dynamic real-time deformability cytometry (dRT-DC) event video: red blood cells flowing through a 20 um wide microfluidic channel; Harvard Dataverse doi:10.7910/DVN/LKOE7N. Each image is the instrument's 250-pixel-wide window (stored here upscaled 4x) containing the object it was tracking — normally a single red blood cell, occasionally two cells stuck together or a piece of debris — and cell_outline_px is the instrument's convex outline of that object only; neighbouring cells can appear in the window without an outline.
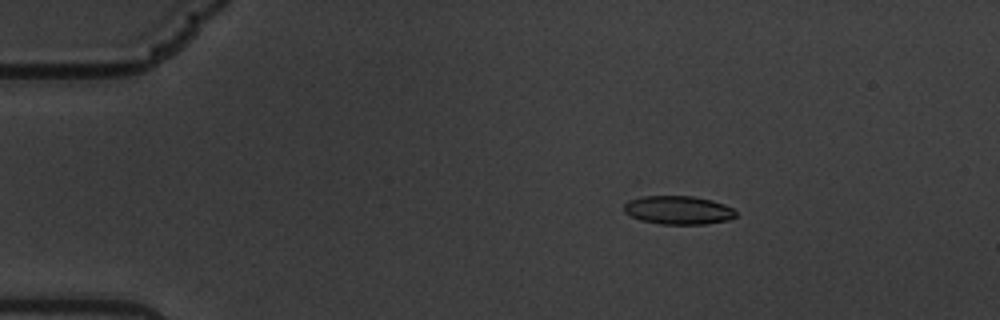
{"species": "common noctule bat (a hibernating species)", "species_latin": "Nyctalus noctula", "temperature_condition": "warm", "stored_images_in_passage": 61, "camera_frame_rate_fps": 3000, "um_per_image_px": 0.085, "animal": {"sex": "male", "body_mass_g": 19.5, "forearm_length_mm": 54.6}, "frame": {"image": 1, "passage_image": 11, "time_ms": 3.333, "image_size_px": [1000, 320], "cell_outline_px": [[736, 216], [728, 220], [704, 224], [660, 224], [640, 220], [624, 212], [624, 204], [628, 200], [644, 192], [692, 196], [712, 200], [724, 204], [732, 208], [736, 212]], "centroid_in_image_um": [57.55, 17.8], "position_along_channel_um": 27.4, "area_um2": 19.48}}
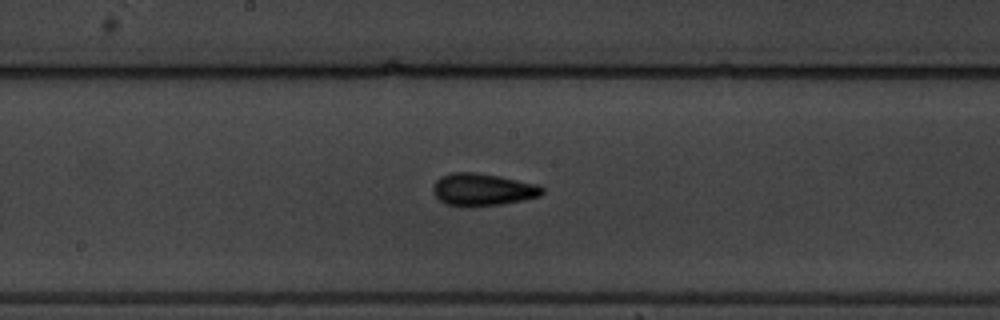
{"frame": {"image": 2, "passage_image": 33, "time_ms": 10.667, "image_size_px": [1000, 320], "cell_outline_px": [[544, 192], [540, 196], [500, 204], [444, 204], [432, 192], [432, 188], [436, 180], [440, 176], [452, 172], [476, 172], [500, 176], [540, 184], [544, 188]], "centroid_in_image_um": [41.05, 16.06], "position_along_channel_um": 207.2, "area_um2": 20.17}}
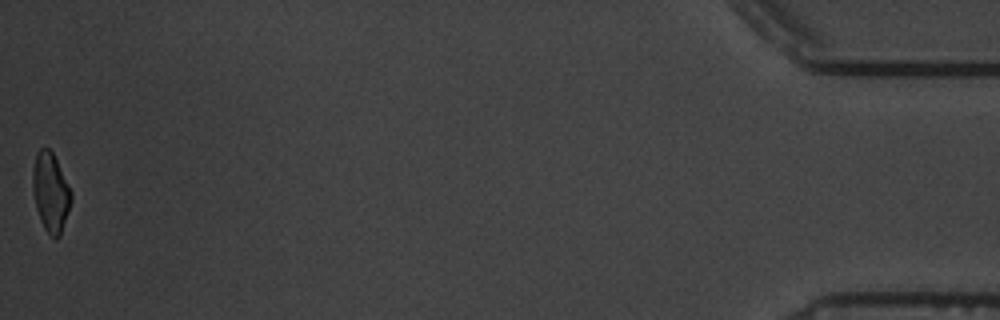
{"frame": {"image": 3, "passage_image": 61, "time_ms": 20.0, "image_size_px": [1000, 320], "cell_outline_px": [[72, 200], [60, 236], [56, 240], [44, 228], [40, 220], [36, 208], [32, 188], [32, 168], [36, 152], [40, 148], [48, 148], [52, 152], [72, 192]], "centroid_in_image_um": [4.29, 16.34], "position_along_channel_um": 430.9, "area_um2": 17.74}, "authors_computed_cell_mechanics": {"area_um2": 18.8428, "velocity_mm_per_s": 3.3912, "shape_relaxation_time_tau1_ms": 4.8973, "shape_relaxation_time_tau2_ms": 1.7702, "deformation_change_tau1": 0.1662, "deformation_change_tau2": 0.0914}}